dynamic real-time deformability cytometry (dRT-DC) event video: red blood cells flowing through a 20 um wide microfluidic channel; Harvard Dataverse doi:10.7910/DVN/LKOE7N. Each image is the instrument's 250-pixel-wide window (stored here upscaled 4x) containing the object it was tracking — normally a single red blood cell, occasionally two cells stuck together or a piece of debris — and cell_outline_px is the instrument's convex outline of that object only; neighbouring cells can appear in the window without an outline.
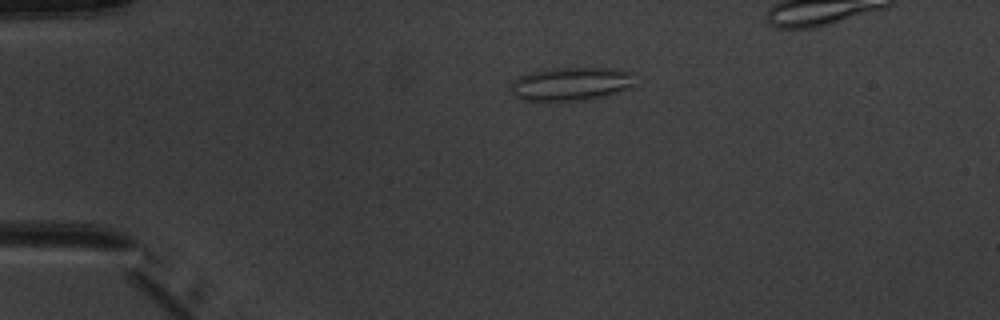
{"species": "common noctule bat (a hibernating species)", "species_latin": "Nyctalus noctula", "temperature_condition": "warm", "stored_images_in_passage": 3, "segment_of_instrument_passage": [1, 2], "camera_frame_rate_fps": 3000, "um_per_image_px": 0.085, "animal": {"sex": "male", "body_mass_g": 20.1, "forearm_length_mm": 53.5}, "frame": {"image": 1, "passage_image": 1, "time_ms": 0.0, "image_size_px": [1000, 320], "cell_outline_px": [[640, 84], [632, 88], [604, 96], [584, 100], [520, 100], [512, 92], [512, 80], [520, 76], [532, 72], [552, 68], [608, 68], [636, 72]], "centroid_in_image_um": [48.69, 7.11], "position_along_channel_um": 36.3, "area_um2": 24.57}}